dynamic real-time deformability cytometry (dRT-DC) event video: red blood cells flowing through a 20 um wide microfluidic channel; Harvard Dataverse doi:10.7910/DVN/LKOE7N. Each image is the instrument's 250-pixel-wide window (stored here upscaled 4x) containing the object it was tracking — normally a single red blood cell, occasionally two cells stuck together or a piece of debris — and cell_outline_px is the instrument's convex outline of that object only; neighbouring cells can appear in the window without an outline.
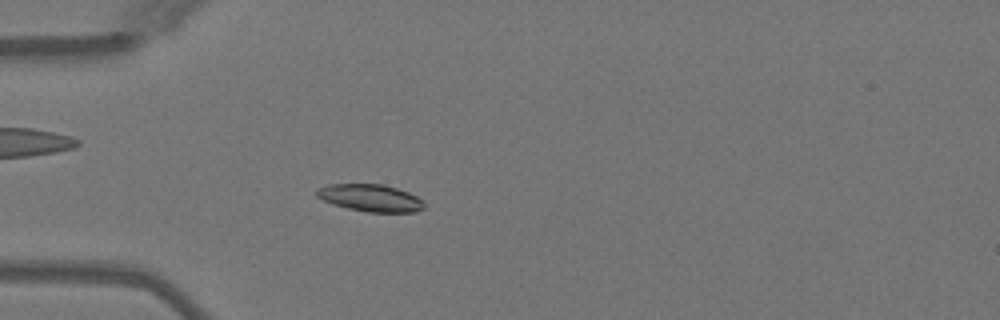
{"species": "Egyptian fruit bat (a non-hibernating species)", "species_latin": "Rousettus aegyptiacus", "temperature_condition": "warm", "stored_images_in_passage": 43, "camera_frame_rate_fps": 3000, "um_per_image_px": 0.085, "animal": {"sex": "female"}, "frame": {"image": 1, "passage_image": 7, "time_ms": 2.0, "image_size_px": [1000, 320], "cell_outline_px": [[424, 208], [416, 212], [368, 212], [348, 208], [332, 204], [316, 196], [316, 188], [328, 184], [384, 184], [408, 192], [416, 196], [424, 204]], "centroid_in_image_um": [31.46, 16.82], "position_along_channel_um": 53.5, "area_um2": 16.99}}
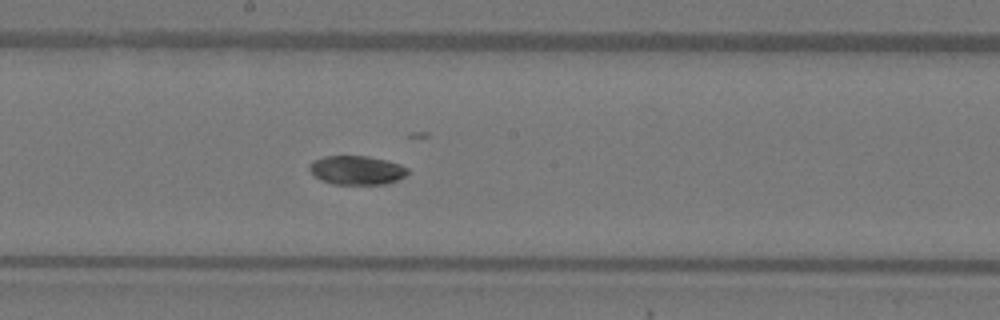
{"frame": {"image": 2, "passage_image": 20, "time_ms": 6.333, "image_size_px": [1000, 320], "cell_outline_px": [[408, 172], [404, 176], [396, 180], [384, 184], [332, 184], [320, 180], [308, 168], [312, 160], [324, 156], [368, 156], [388, 160], [400, 164], [408, 168]], "centroid_in_image_um": [30.31, 14.45], "position_along_channel_um": 217.9, "area_um2": 16.59}}
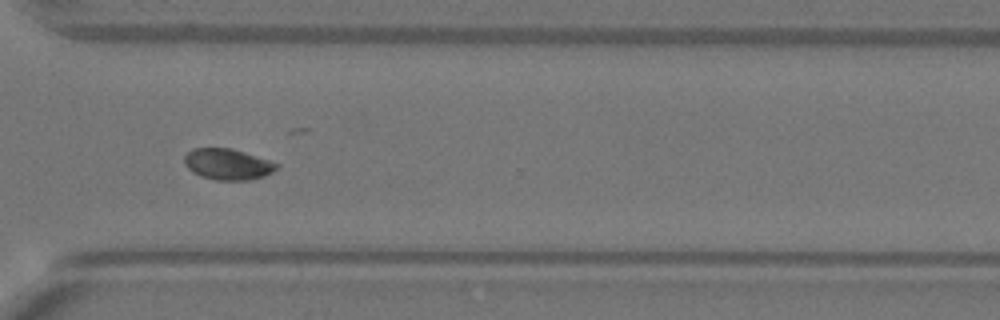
{"frame": {"image": 3, "passage_image": 30, "time_ms": 9.667, "image_size_px": [1000, 320], "cell_outline_px": [[280, 164], [272, 172], [264, 176], [248, 180], [216, 180], [200, 176], [192, 172], [184, 164], [184, 156], [192, 148], [232, 148]], "centroid_in_image_um": [19.32, 13.96], "position_along_channel_um": 351.3, "area_um2": 16.65}, "authors_computed_cell_mechanics": {"area_um2": 16.5886, "velocity_mm_per_s": 4.0138, "shape_relaxation_time_tau1_ms": 3.2011, "shape_relaxation_time_tau2_ms": null, "deformation_change_tau1": 0.1284, "deformation_change_tau2": null}}